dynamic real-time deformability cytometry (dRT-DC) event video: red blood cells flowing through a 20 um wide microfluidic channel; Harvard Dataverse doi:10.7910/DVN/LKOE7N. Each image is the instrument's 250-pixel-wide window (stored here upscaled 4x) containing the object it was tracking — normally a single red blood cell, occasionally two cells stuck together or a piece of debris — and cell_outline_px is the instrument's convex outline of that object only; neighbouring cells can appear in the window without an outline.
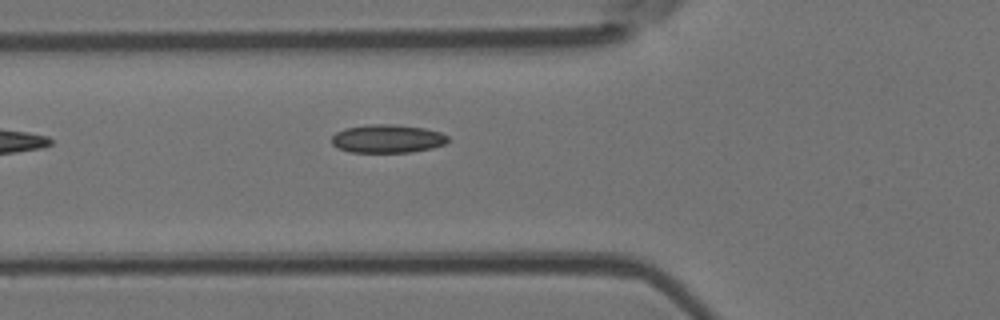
{"species": "Egyptian fruit bat (a non-hibernating species)", "species_latin": "Rousettus aegyptiacus", "temperature_condition": "room temperature", "stored_images_in_passage": 4, "camera_frame_rate_fps": 3000, "um_per_image_px": 0.085, "animal": {"sex": "female"}, "frame": {"image": 1, "passage_image": 4, "time_ms": 3.667, "image_size_px": [1000, 320], "cell_outline_px": [[448, 140], [444, 144], [432, 148], [412, 152], [352, 152], [340, 148], [332, 144], [332, 136], [336, 132], [344, 128], [368, 124], [392, 124], [424, 128], [440, 132], [448, 136]], "centroid_in_image_um": [32.93, 11.78], "position_along_channel_um": 92.9, "area_um2": 19.13}}